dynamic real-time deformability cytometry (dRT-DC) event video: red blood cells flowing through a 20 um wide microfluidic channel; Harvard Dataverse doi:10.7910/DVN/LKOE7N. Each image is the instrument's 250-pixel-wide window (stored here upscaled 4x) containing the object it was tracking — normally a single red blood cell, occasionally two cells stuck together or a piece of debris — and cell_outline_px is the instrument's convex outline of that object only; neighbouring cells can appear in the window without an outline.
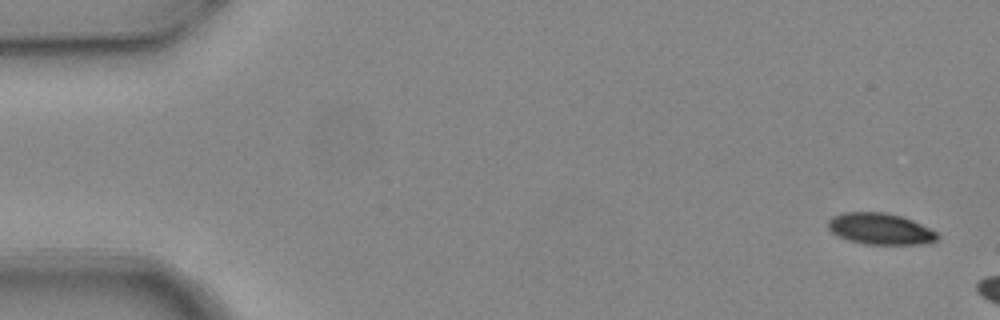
{"species": "common noctule bat (a hibernating species)", "species_latin": "Nyctalus noctula", "temperature_condition": "warm", "stored_images_in_passage": 3, "camera_frame_rate_fps": 3000, "um_per_image_px": 0.085, "animal": {"sex": "female", "body_mass_g": 24.6, "forearm_length_mm": 56.2}, "frame": {"image": 1, "passage_image": 1, "time_ms": 0.0, "image_size_px": [1000, 320], "cell_outline_px": [[940, 236], [936, 240], [924, 244], [864, 244], [848, 240], [832, 232], [828, 228], [828, 220], [832, 216], [840, 212], [884, 212], [900, 216], [912, 220], [936, 232]], "centroid_in_image_um": [74.79, 19.45], "position_along_channel_um": 10.2, "area_um2": 19.88}}